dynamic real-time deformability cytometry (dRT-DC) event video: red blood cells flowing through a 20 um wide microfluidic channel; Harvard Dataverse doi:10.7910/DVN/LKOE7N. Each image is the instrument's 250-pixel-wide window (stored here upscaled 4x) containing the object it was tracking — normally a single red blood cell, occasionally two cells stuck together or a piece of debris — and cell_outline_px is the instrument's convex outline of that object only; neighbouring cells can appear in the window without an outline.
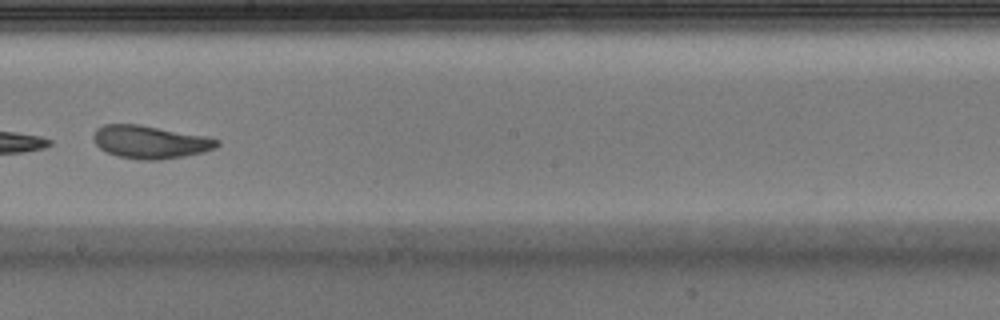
{"species": "Egyptian fruit bat (a non-hibernating species)", "species_latin": "Rousettus aegyptiacus", "temperature_condition": "warm", "stored_images_in_passage": 36, "camera_frame_rate_fps": 3000, "um_per_image_px": 0.085, "animal": {"sex": "male"}, "frame": {"image": 1, "passage_image": 16, "time_ms": 5.0, "image_size_px": [1000, 320], "cell_outline_px": [[220, 144], [212, 148], [200, 152], [184, 156], [160, 160], [136, 160], [116, 156], [100, 148], [92, 140], [92, 136], [96, 128], [104, 124], [140, 124], [208, 136], [220, 140]], "centroid_in_image_um": [12.73, 12.06], "position_along_channel_um": 235.5, "area_um2": 23.93}, "authors_computed_cell_mechanics": {"area_um2": 23.6113, "velocity_mm_per_s": 3.9822, "shape_relaxation_time_tau1_ms": 0.4882, "shape_relaxation_time_tau2_ms": 2.4484, "deformation_change_tau1": 0.2482, "deformation_change_tau2": 0.0998}}